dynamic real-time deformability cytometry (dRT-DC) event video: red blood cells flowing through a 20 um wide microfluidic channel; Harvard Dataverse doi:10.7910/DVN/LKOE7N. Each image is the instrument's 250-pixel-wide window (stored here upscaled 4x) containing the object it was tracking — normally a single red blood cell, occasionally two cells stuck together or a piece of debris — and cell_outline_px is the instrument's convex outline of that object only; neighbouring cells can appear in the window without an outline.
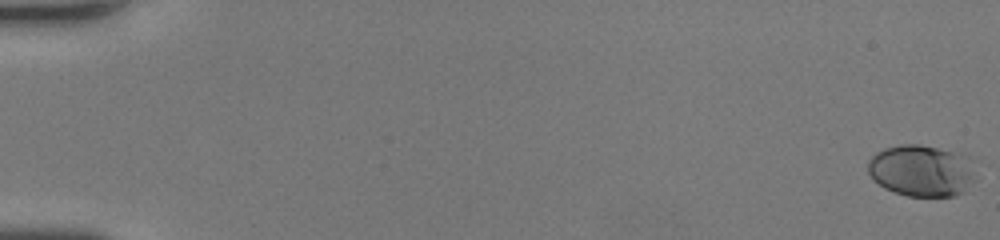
{"species": "human", "species_latin": "Homo sapiens", "temperature_condition": "room temperature", "stored_images_in_passage": 50, "camera_frame_rate_fps": 3000, "um_per_image_px": 0.085, "donor": {"sex": "female"}, "frame": {"image": 1, "passage_image": 1, "time_ms": 0.0, "image_size_px": [1000, 240], "cell_outline_px": [[976, 180], [964, 192], [956, 196], [908, 196], [884, 188], [868, 172], [868, 160], [876, 152], [884, 148], [900, 144], [920, 144], [968, 156]], "centroid_in_image_um": [78.33, 14.51], "position_along_channel_um": 6.7, "area_um2": 32.31}}
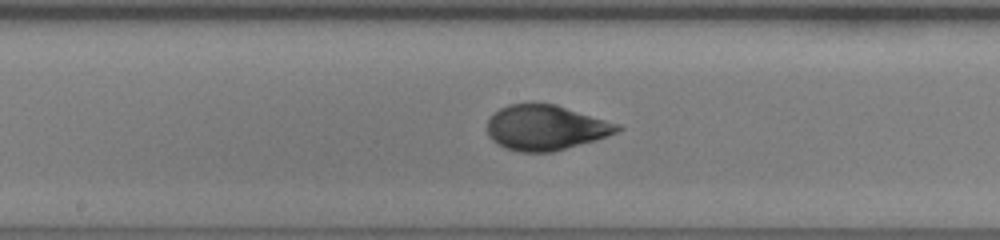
{"frame": {"image": 2, "passage_image": 28, "time_ms": 9.0, "image_size_px": [1000, 240], "cell_outline_px": [[624, 128], [616, 132], [596, 140], [552, 152], [520, 152], [504, 148], [496, 144], [488, 136], [488, 120], [500, 108], [508, 104], [556, 104], [620, 124]], "centroid_in_image_um": [46.39, 10.86], "position_along_channel_um": 201.8, "area_um2": 34.16}}
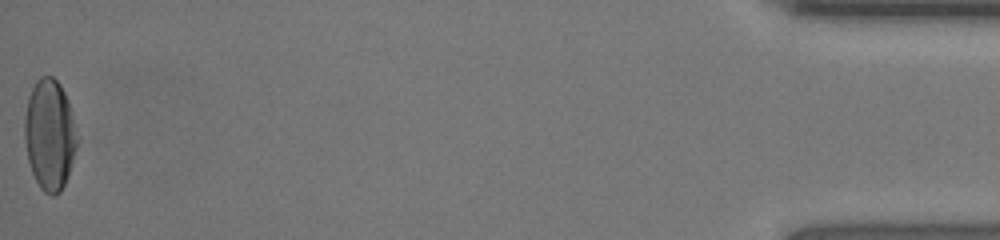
{"frame": {"image": 3, "passage_image": 50, "time_ms": 16.333, "image_size_px": [1000, 240], "cell_outline_px": [[80, 136], [68, 176], [60, 192], [56, 196], [52, 196], [44, 192], [40, 188], [32, 172], [28, 160], [24, 140], [24, 116], [28, 96], [36, 80], [40, 76], [52, 76], [60, 84], [68, 100]], "centroid_in_image_um": [4.23, 11.44], "position_along_channel_um": 431.0, "area_um2": 34.51}, "authors_computed_cell_mechanics": {"area_um2": 33.0038, "velocity_mm_per_s": 4.3631, "shape_relaxation_time_tau1_ms": 3.8614, "shape_relaxation_time_tau2_ms": 0.6005, "deformation_change_tau1": 0.1846, "deformation_change_tau2": 0.0472}}